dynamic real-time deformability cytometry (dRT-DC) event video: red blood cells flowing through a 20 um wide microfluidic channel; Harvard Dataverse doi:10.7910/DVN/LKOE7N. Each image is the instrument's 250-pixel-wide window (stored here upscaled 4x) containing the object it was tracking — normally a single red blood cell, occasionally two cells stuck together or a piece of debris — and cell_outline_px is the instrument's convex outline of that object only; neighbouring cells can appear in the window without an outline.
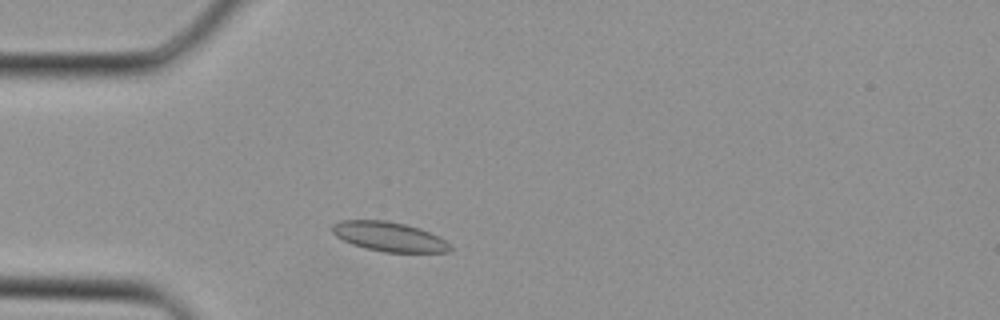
{"species": "Egyptian fruit bat (a non-hibernating species)", "species_latin": "Rousettus aegyptiacus", "temperature_condition": "cold", "stored_images_in_passage": 32, "camera_frame_rate_fps": 3000, "um_per_image_px": 0.085, "animal": {"sex": "female"}, "frame": {"image": 1, "passage_image": 5, "time_ms": 1.333, "image_size_px": [1000, 320], "cell_outline_px": [[452, 248], [448, 252], [384, 252], [364, 248], [352, 244], [336, 236], [332, 232], [332, 224], [340, 220], [384, 220], [404, 224], [420, 228], [440, 236]], "centroid_in_image_um": [33.06, 20.11], "position_along_channel_um": 51.9, "area_um2": 20.23}}
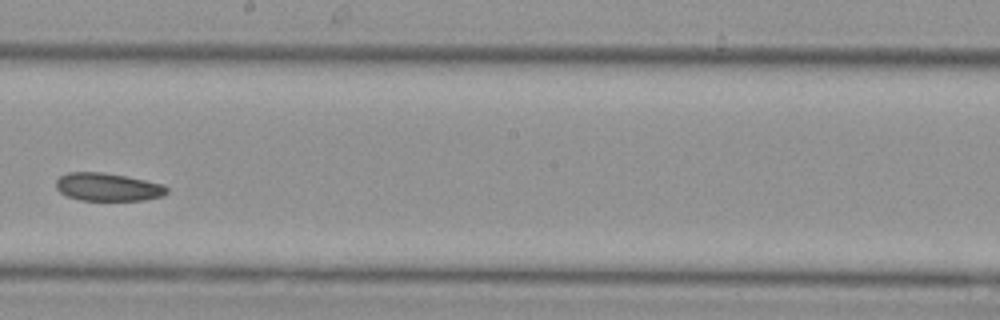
{"frame": {"image": 2, "passage_image": 16, "time_ms": 5.0, "image_size_px": [1000, 320], "cell_outline_px": [[168, 192], [164, 196], [144, 200], [80, 200], [68, 196], [60, 192], [56, 188], [56, 180], [60, 176], [68, 172], [104, 172], [128, 176], [160, 184], [168, 188]], "centroid_in_image_um": [9.16, 15.89], "position_along_channel_um": 239.0, "area_um2": 18.09}}
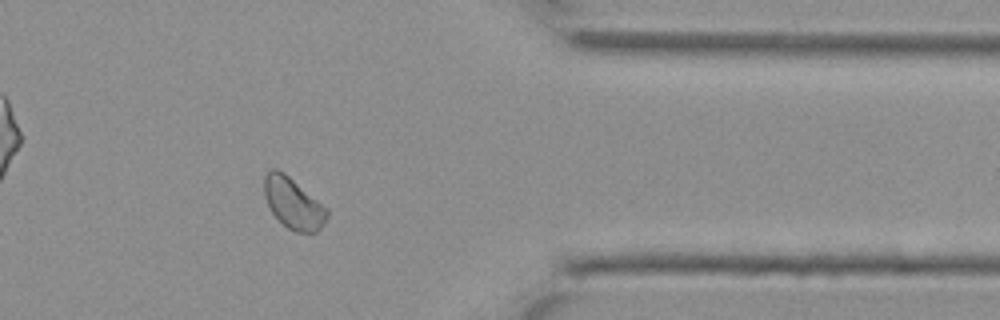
{"frame": {"image": 3, "passage_image": 25, "time_ms": 8.0, "image_size_px": [1000, 320], "cell_outline_px": [[328, 216], [324, 224], [316, 232], [296, 232], [288, 228], [272, 212], [264, 196], [264, 176], [268, 168], [276, 168], [284, 172], [328, 208]], "centroid_in_image_um": [24.92, 17.25], "position_along_channel_um": 386.5, "area_um2": 18.67}}